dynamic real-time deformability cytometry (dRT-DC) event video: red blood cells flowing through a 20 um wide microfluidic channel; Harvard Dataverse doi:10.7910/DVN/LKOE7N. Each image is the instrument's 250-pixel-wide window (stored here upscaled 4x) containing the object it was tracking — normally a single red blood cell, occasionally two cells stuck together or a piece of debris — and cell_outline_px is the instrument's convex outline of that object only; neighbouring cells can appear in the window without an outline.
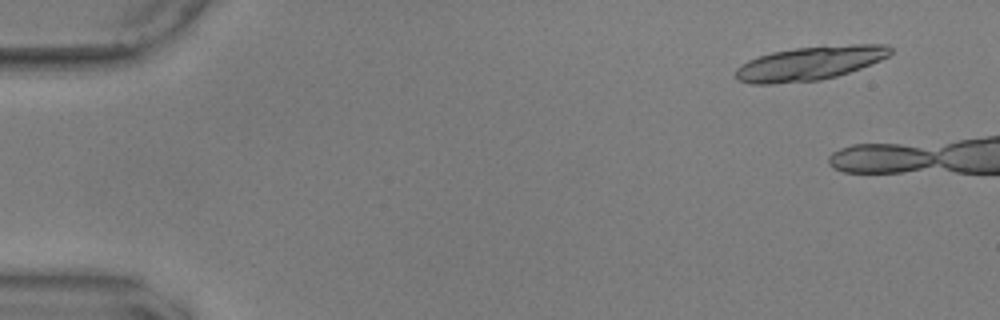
{"species": "common noctule bat (a hibernating species)", "species_latin": "Nyctalus noctula", "temperature_condition": "warm", "stored_images_in_passage": 10, "camera_frame_rate_fps": 3000, "um_per_image_px": 0.085, "animal": {"sex": "male", "body_mass_g": 17.9, "forearm_length_mm": 54.2}, "frame": {"image": 1, "passage_image": 5, "time_ms": 1.333, "image_size_px": [1000, 320], "cell_outline_px": [[892, 52], [888, 56], [880, 60], [860, 68], [836, 76], [820, 80], [772, 84], [748, 84], [736, 80], [736, 68], [740, 64], [748, 60], [772, 52], [796, 48], [852, 44], [888, 44], [892, 48]], "centroid_in_image_um": [68.81, 5.38], "position_along_channel_um": 16.2, "area_um2": 30.52}}